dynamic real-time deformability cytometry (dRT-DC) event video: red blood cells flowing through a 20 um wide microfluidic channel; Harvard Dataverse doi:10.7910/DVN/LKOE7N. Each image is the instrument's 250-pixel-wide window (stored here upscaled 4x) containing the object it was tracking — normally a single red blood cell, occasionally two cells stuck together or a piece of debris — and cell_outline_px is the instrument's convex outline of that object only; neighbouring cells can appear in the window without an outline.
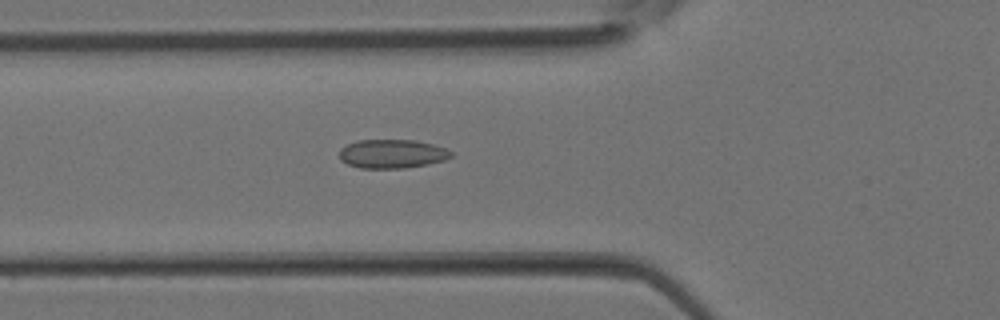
{"species": "Egyptian fruit bat (a non-hibernating species)", "species_latin": "Rousettus aegyptiacus", "temperature_condition": "room temperature", "stored_images_in_passage": 38, "camera_frame_rate_fps": 3000, "um_per_image_px": 0.085, "animal": {"sex": "female"}, "frame": {"image": 1, "passage_image": 13, "time_ms": 4.0, "image_size_px": [1000, 320], "cell_outline_px": [[452, 156], [444, 160], [428, 164], [404, 168], [360, 168], [348, 164], [340, 160], [340, 148], [356, 140], [416, 140], [432, 144], [444, 148], [452, 152]], "centroid_in_image_um": [33.31, 13.07], "position_along_channel_um": 92.5, "area_um2": 18.73}}
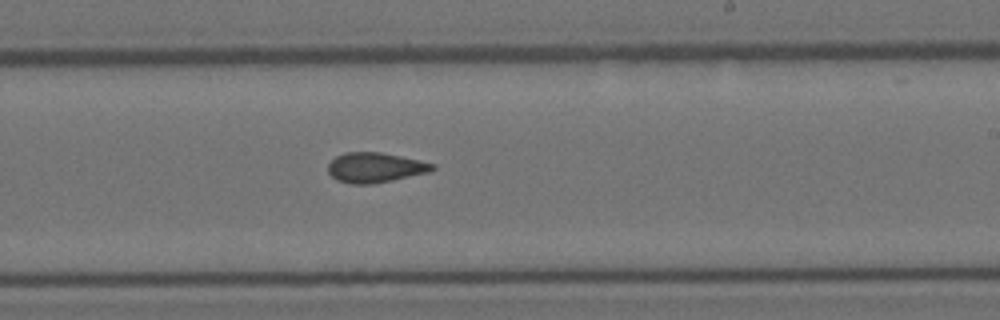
{"frame": {"image": 2, "passage_image": 22, "time_ms": 7.0, "image_size_px": [1000, 320], "cell_outline_px": [[436, 168], [428, 172], [392, 180], [372, 184], [352, 184], [336, 180], [328, 172], [328, 164], [336, 156], [344, 152], [380, 152], [420, 160], [436, 164]], "centroid_in_image_um": [31.88, 14.24], "position_along_channel_um": 257.1, "area_um2": 18.21}}
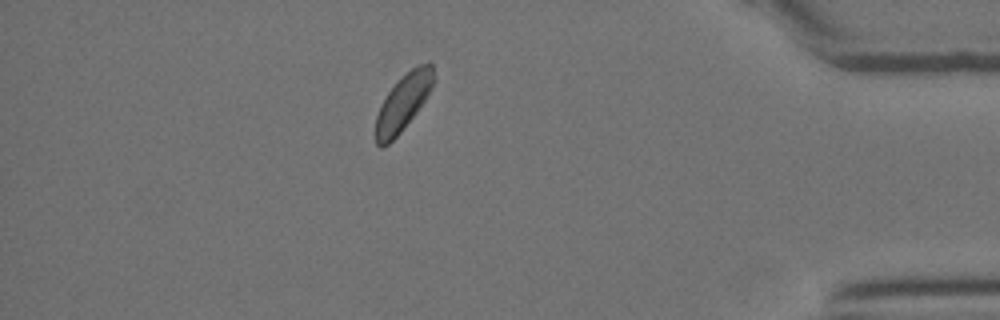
{"frame": {"image": 3, "passage_image": 38, "time_ms": 12.333, "image_size_px": [1000, 320], "cell_outline_px": [[436, 80], [432, 88], [416, 112], [400, 132], [384, 148], [380, 148], [376, 144], [376, 116], [380, 104], [388, 92], [412, 68], [428, 60], [432, 64]], "centroid_in_image_um": [34.28, 8.71], "position_along_channel_um": 400.9, "area_um2": 18.79}}